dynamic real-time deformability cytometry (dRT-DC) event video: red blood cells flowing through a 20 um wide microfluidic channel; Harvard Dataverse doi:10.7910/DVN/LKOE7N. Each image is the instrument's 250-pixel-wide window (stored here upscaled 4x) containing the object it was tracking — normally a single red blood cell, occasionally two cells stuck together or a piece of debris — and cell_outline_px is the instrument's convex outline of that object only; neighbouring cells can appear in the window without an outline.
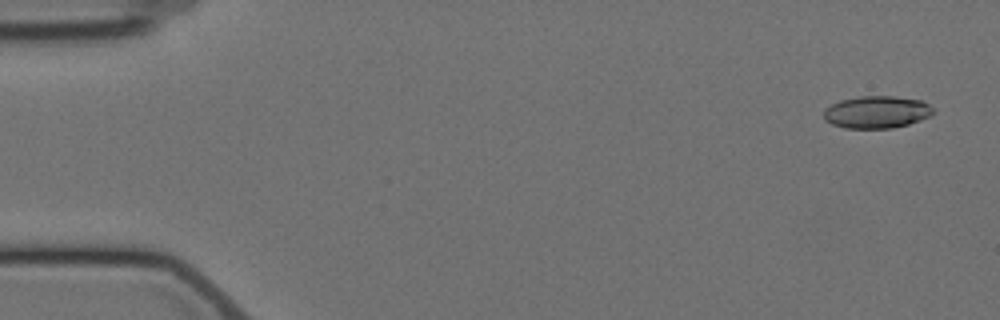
{"species": "Egyptian fruit bat (a non-hibernating species)", "species_latin": "Rousettus aegyptiacus", "temperature_condition": "cold", "stored_images_in_passage": 4, "camera_frame_rate_fps": 3000, "um_per_image_px": 0.085, "animal": {"sex": "female"}, "frame": {"image": 1, "passage_image": 1, "time_ms": 0.0, "image_size_px": [1000, 320], "cell_outline_px": [[936, 112], [920, 120], [908, 124], [892, 128], [844, 128], [832, 124], [824, 120], [824, 108], [840, 100], [860, 96], [892, 96], [924, 100]], "centroid_in_image_um": [74.51, 9.52], "position_along_channel_um": 10.5, "area_um2": 20.69}}
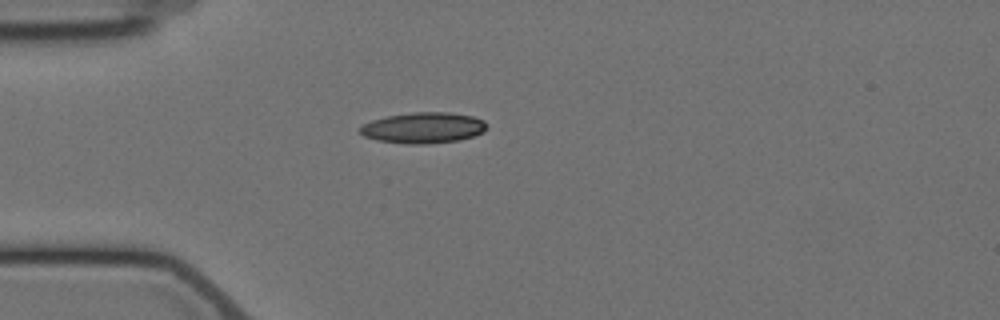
{"frame": {"image": 2, "passage_image": 4, "time_ms": 4.333, "image_size_px": [1000, 320], "cell_outline_px": [[488, 128], [484, 132], [460, 140], [424, 144], [408, 144], [376, 140], [364, 136], [356, 128], [372, 120], [388, 116], [412, 112], [448, 112], [472, 116], [484, 120], [488, 124]], "centroid_in_image_um": [35.99, 10.86], "position_along_channel_um": 49.0, "area_um2": 22.95}}